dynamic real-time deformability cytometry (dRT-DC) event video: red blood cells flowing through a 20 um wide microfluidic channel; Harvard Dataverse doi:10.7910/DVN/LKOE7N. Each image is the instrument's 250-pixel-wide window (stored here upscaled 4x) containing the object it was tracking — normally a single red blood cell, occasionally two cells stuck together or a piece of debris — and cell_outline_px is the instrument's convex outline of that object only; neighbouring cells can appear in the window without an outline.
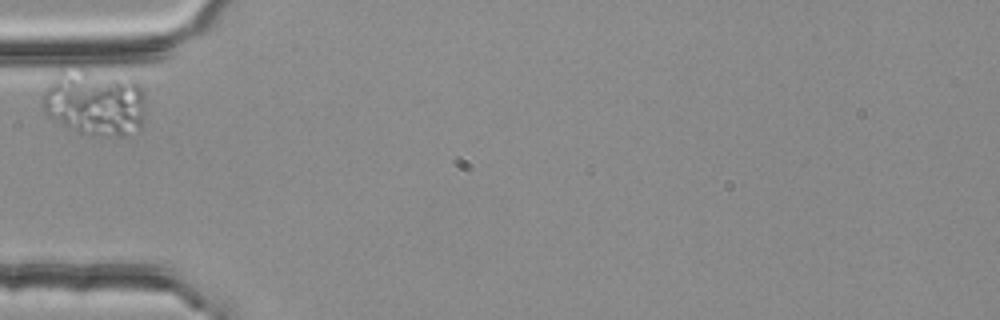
{"species": "common noctule bat (a hibernating species)", "species_latin": "Nyctalus noctula", "temperature_condition": "room temperature", "stored_images_in_passage": 1, "camera_frame_rate_fps": 3000, "um_per_image_px": 0.085, "animal": {"sex": "female", "body_mass_g": 25.1}, "frame": {"image": 1, "passage_image": 1, "time_ms": 0.0, "image_size_px": [1000, 320], "cell_outline_px": [[144, 108], [140, 128], [124, 136], [116, 136], [76, 132], [68, 128], [48, 116], [44, 112], [40, 104], [40, 100], [44, 92], [52, 80], [60, 72], [84, 72], [136, 80], [140, 84], [144, 92]], "centroid_in_image_um": [8.05, 8.78], "position_along_channel_um": 76.9, "area_um2": 38.73}}